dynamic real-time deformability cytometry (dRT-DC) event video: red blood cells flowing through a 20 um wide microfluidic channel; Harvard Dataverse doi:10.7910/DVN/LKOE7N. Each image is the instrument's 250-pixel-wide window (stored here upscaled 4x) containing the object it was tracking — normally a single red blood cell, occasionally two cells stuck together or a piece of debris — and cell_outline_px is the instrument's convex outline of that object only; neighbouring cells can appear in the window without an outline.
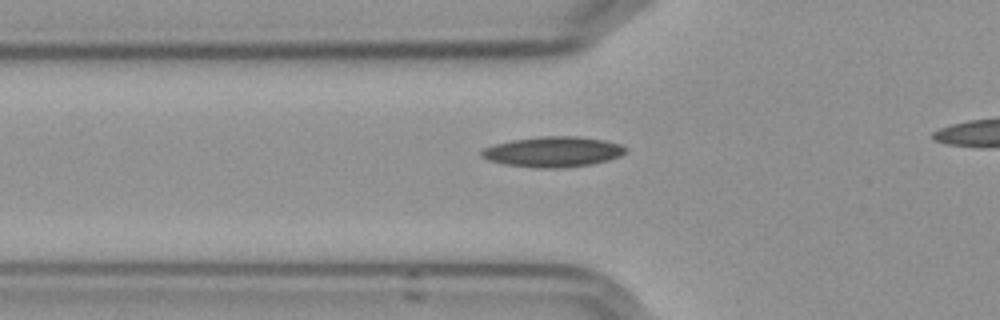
{"species": "Egyptian fruit bat (a non-hibernating species)", "species_latin": "Rousettus aegyptiacus", "temperature_condition": "cold", "stored_images_in_passage": 32, "camera_frame_rate_fps": 3000, "um_per_image_px": 0.085, "frame": {"image": 1, "passage_image": 2, "time_ms": 0.333, "image_size_px": [1000, 320], "cell_outline_px": [[628, 152], [620, 156], [608, 160], [592, 164], [556, 168], [552, 168], [504, 164], [488, 160], [480, 156], [480, 152], [484, 148], [496, 144], [512, 140], [540, 136], [576, 136], [604, 140], [620, 144], [628, 148]], "centroid_in_image_um": [47.04, 12.89], "position_along_channel_um": 78.8, "area_um2": 25.32}}
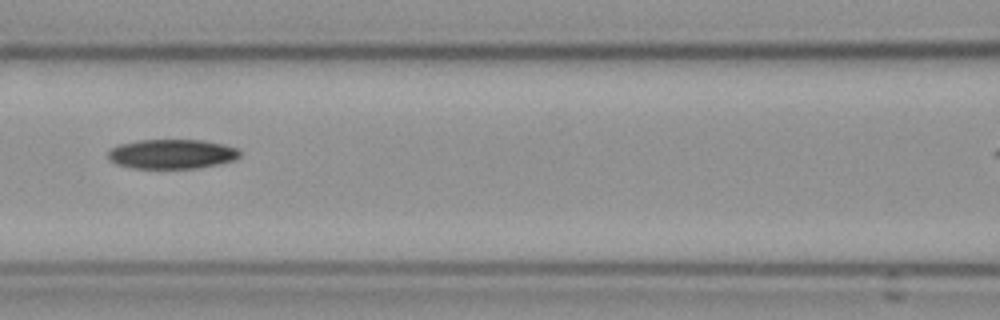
{"frame": {"image": 2, "passage_image": 8, "time_ms": 2.333, "image_size_px": [1000, 320], "cell_outline_px": [[240, 156], [232, 160], [216, 164], [196, 168], [132, 168], [116, 164], [108, 160], [108, 152], [112, 148], [120, 144], [140, 140], [204, 140], [236, 148], [240, 152]], "centroid_in_image_um": [14.56, 13.09], "position_along_channel_um": 152.0, "area_um2": 22.43}}
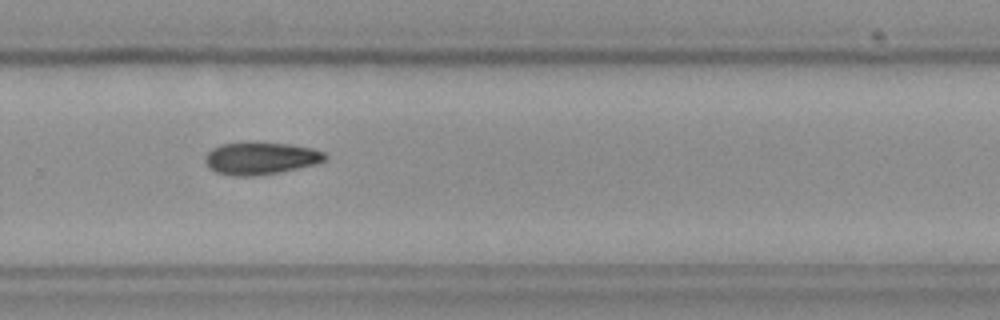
{"frame": {"image": 3, "passage_image": 21, "time_ms": 6.667, "image_size_px": [1000, 320], "cell_outline_px": [[328, 156], [324, 160], [316, 164], [276, 172], [252, 176], [236, 176], [216, 172], [208, 168], [204, 160], [204, 156], [212, 148], [220, 144], [252, 140], [256, 140], [292, 144], [312, 148], [324, 152]], "centroid_in_image_um": [22.11, 13.41], "position_along_channel_um": 307.7, "area_um2": 23.12}}